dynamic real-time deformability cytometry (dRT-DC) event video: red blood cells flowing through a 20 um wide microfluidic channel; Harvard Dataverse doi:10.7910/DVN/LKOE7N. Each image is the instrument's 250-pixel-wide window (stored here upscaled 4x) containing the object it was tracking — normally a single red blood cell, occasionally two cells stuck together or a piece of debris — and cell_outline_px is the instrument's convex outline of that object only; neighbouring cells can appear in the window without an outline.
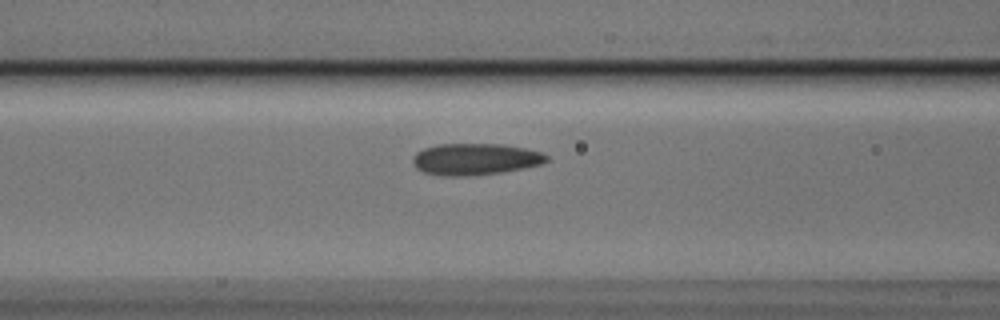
{"species": "Egyptian fruit bat (a non-hibernating species)", "species_latin": "Rousettus aegyptiacus", "temperature_condition": "cold", "stored_images_in_passage": 15, "camera_frame_rate_fps": 3000, "um_per_image_px": 0.085, "animal": {"sex": "male"}, "frame": {"image": 1, "passage_image": 13, "time_ms": 4.0, "image_size_px": [1000, 320], "cell_outline_px": [[548, 160], [544, 164], [524, 168], [500, 172], [464, 176], [444, 176], [424, 172], [416, 168], [412, 164], [412, 156], [416, 152], [424, 148], [436, 144], [504, 144], [524, 148], [540, 152], [548, 156]], "centroid_in_image_um": [40.37, 13.52], "position_along_channel_um": 126.2, "area_um2": 24.74}}